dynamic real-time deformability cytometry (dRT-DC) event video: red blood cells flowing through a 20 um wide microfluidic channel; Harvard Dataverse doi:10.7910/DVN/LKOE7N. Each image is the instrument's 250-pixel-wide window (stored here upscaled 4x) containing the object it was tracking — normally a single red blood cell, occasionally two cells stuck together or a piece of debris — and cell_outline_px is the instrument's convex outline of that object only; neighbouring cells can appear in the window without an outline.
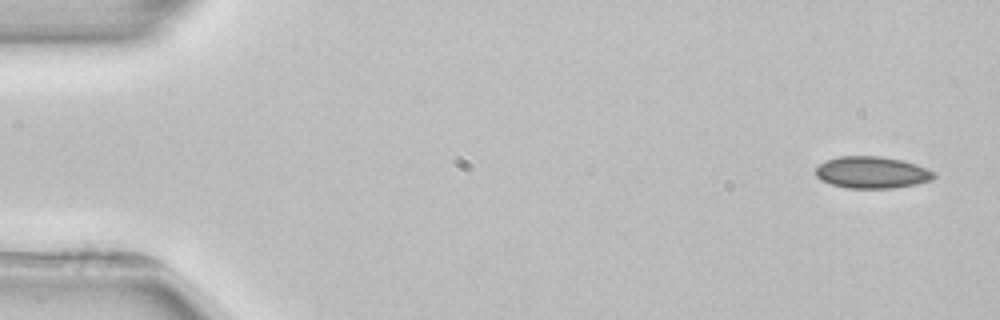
{"species": "common noctule bat (a hibernating species)", "species_latin": "Nyctalus noctula", "temperature_condition": "room temperature", "stored_images_in_passage": 4, "camera_frame_rate_fps": 3000, "um_per_image_px": 0.085, "animal": {"sex": "female", "body_mass_g": 22.7, "forearm_length_mm": 54.2}, "frame": {"image": 1, "passage_image": 1, "time_ms": 0.0, "image_size_px": [1000, 320], "cell_outline_px": [[936, 176], [932, 180], [916, 184], [892, 188], [848, 188], [832, 184], [820, 180], [816, 176], [816, 168], [824, 160], [840, 156], [880, 156], [900, 160], [916, 164], [936, 172]], "centroid_in_image_um": [74.11, 14.65], "position_along_channel_um": 10.9, "area_um2": 21.96}}
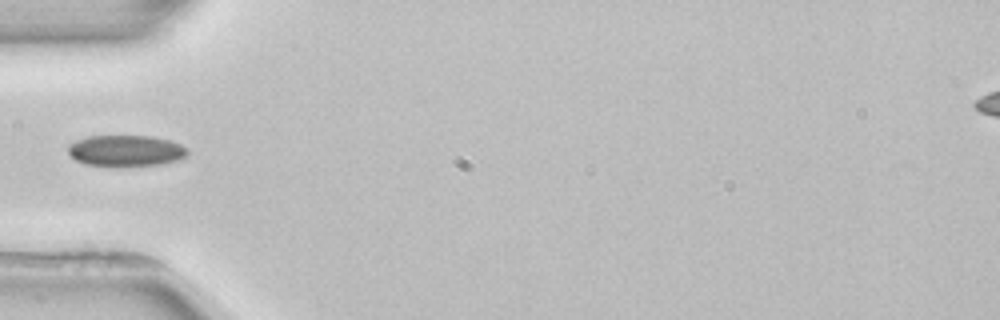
{"frame": {"image": 2, "passage_image": 4, "time_ms": 5.0, "image_size_px": [1000, 320], "cell_outline_px": [[188, 152], [184, 156], [176, 160], [160, 164], [124, 168], [84, 164], [76, 160], [68, 152], [68, 144], [76, 140], [88, 136], [152, 136], [168, 140], [180, 144], [188, 148]], "centroid_in_image_um": [10.67, 12.83], "position_along_channel_um": 74.3, "area_um2": 22.08}}